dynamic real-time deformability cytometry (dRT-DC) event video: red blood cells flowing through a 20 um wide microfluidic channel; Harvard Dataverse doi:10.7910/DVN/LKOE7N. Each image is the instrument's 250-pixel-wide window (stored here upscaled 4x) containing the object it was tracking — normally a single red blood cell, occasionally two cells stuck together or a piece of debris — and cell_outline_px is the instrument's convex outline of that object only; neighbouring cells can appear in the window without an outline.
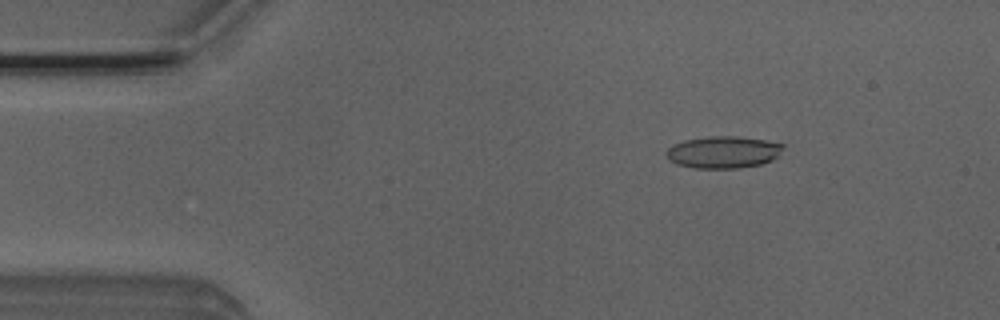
{"species": "Egyptian fruit bat (a non-hibernating species)", "species_latin": "Rousettus aegyptiacus", "temperature_condition": "room temperature", "stored_images_in_passage": 51, "camera_frame_rate_fps": 3000, "um_per_image_px": 0.085, "animal": {"sex": "male"}, "frame": {"image": 1, "passage_image": 7, "time_ms": 2.0, "image_size_px": [1000, 320], "cell_outline_px": [[784, 148], [772, 160], [760, 164], [740, 168], [692, 168], [676, 164], [668, 160], [664, 152], [672, 144], [684, 140], [708, 136], [736, 136], [764, 140], [784, 144]], "centroid_in_image_um": [61.42, 12.93], "position_along_channel_um": 23.6, "area_um2": 21.96}}
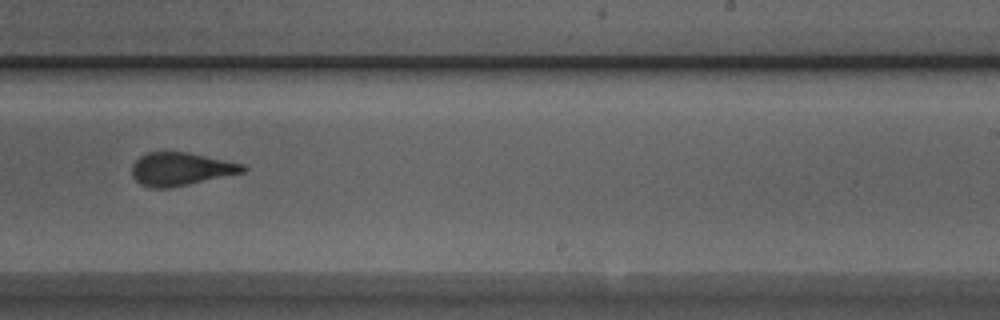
{"frame": {"image": 2, "passage_image": 31, "time_ms": 10.0, "image_size_px": [1000, 320], "cell_outline_px": [[248, 168], [244, 172], [172, 188], [152, 188], [140, 184], [132, 176], [132, 164], [140, 156], [148, 152], [188, 152], [244, 164]], "centroid_in_image_um": [15.36, 14.37], "position_along_channel_um": 273.6, "area_um2": 21.44}}
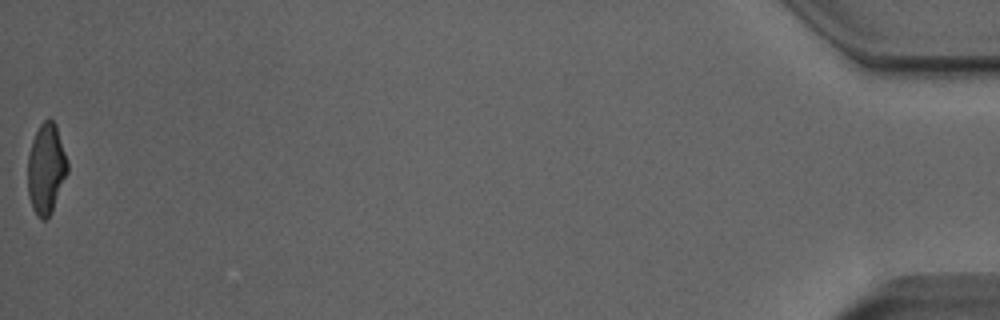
{"frame": {"image": 3, "passage_image": 51, "time_ms": 16.667, "image_size_px": [1000, 320], "cell_outline_px": [[68, 172], [52, 212], [44, 220], [40, 220], [36, 216], [32, 208], [28, 196], [28, 156], [32, 140], [40, 124], [48, 116], [56, 124], [68, 160]], "centroid_in_image_um": [3.93, 14.35], "position_along_channel_um": 431.3, "area_um2": 21.21}, "authors_computed_cell_mechanics": {"area_um2": 21.675, "velocity_mm_per_s": 3.9773, "shape_relaxation_time_tau1_ms": 5.842, "shape_relaxation_time_tau2_ms": 1.5847, "deformation_change_tau1": 0.1936, "deformation_change_tau2": 0.1054}}